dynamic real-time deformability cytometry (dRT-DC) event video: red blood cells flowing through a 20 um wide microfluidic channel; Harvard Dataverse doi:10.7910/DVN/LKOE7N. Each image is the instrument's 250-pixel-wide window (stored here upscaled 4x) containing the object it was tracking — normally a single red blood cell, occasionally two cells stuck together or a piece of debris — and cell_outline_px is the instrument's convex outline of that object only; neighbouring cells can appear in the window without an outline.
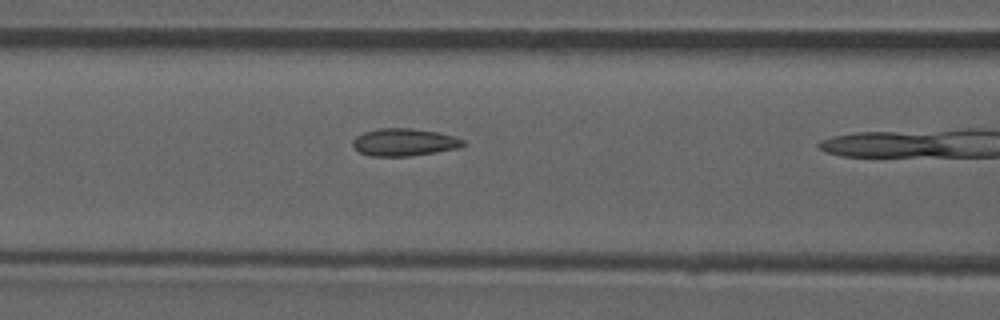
{"species": "common noctule bat (a hibernating species)", "species_latin": "Nyctalus noctula", "temperature_condition": "room temperature", "stored_images_in_passage": 10, "camera_frame_rate_fps": 3000, "um_per_image_px": 0.085, "animal": {"sex": "male", "forearm_length_mm": 52.5}, "frame": {"image": 1, "passage_image": 9, "time_ms": 2.667, "image_size_px": [1000, 320], "cell_outline_px": [[464, 144], [460, 148], [412, 156], [372, 156], [360, 152], [352, 144], [352, 140], [356, 136], [364, 132], [376, 128], [412, 128], [436, 132], [452, 136], [464, 140]], "centroid_in_image_um": [34.34, 12.09], "position_along_channel_um": 132.3, "area_um2": 17.63}}